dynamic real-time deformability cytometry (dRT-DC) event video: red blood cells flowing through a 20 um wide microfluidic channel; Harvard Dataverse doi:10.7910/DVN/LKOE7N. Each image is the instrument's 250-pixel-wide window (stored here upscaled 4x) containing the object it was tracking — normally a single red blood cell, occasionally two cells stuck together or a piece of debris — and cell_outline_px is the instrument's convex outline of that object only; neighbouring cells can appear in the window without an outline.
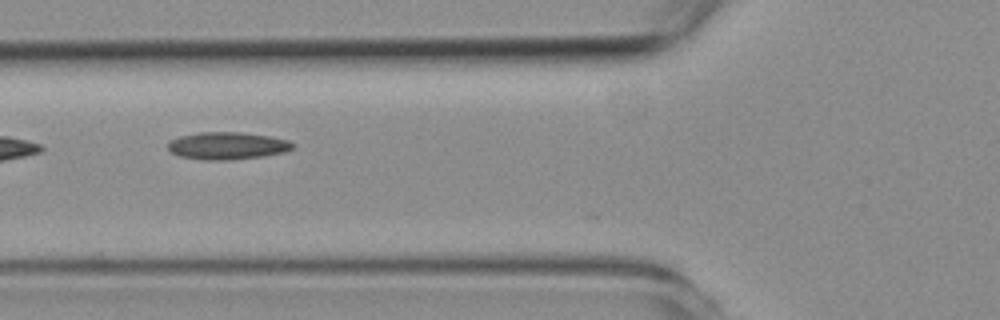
{"species": "common noctule bat (a hibernating species)", "species_latin": "Nyctalus noctula", "temperature_condition": "room temperature", "stored_images_in_passage": 10, "camera_frame_rate_fps": 3000, "um_per_image_px": 0.085, "animal": {"sex": "female", "body_mass_g": 19.3, "forearm_length_mm": 54.1}, "frame": {"image": 1, "passage_image": 5, "time_ms": 5.667, "image_size_px": [1000, 320], "cell_outline_px": [[296, 144], [292, 148], [284, 152], [260, 156], [228, 160], [204, 160], [180, 156], [172, 152], [168, 148], [168, 144], [172, 140], [180, 136], [200, 132], [240, 132], [268, 136], [288, 140]], "centroid_in_image_um": [19.32, 12.38], "position_along_channel_um": 106.5, "area_um2": 19.65}}
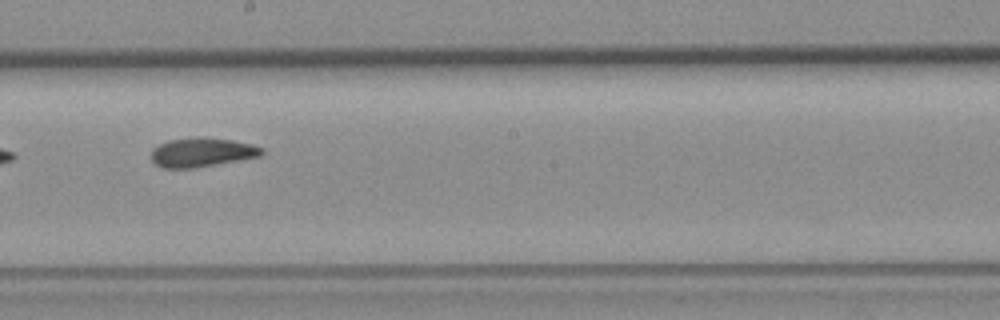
{"frame": {"image": 2, "passage_image": 8, "time_ms": 9.0, "image_size_px": [1000, 320], "cell_outline_px": [[264, 152], [260, 156], [192, 168], [164, 168], [156, 164], [152, 160], [152, 148], [168, 140], [200, 136], [232, 140], [252, 144], [264, 148]], "centroid_in_image_um": [17.16, 12.93], "position_along_channel_um": 231.0, "area_um2": 18.67}}
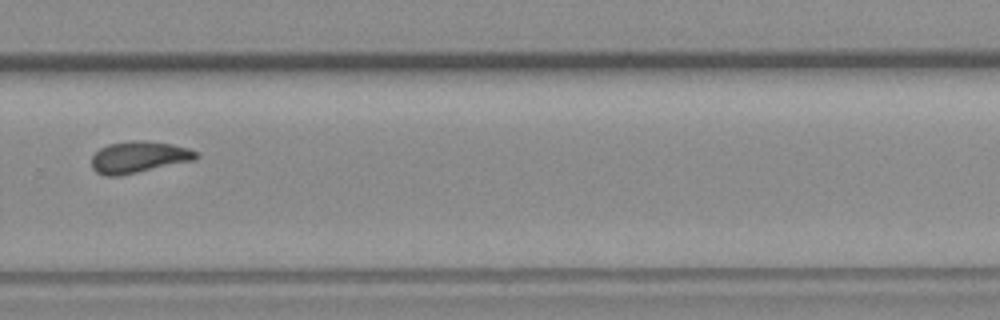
{"frame": {"image": 3, "passage_image": 10, "time_ms": 11.333, "image_size_px": [1000, 320], "cell_outline_px": [[200, 156], [196, 160], [120, 176], [104, 176], [96, 172], [92, 168], [92, 156], [100, 148], [108, 144], [132, 140], [144, 140], [172, 144], [188, 148], [196, 152]], "centroid_in_image_um": [11.8, 13.36], "position_along_channel_um": 318.0, "area_um2": 19.42}}